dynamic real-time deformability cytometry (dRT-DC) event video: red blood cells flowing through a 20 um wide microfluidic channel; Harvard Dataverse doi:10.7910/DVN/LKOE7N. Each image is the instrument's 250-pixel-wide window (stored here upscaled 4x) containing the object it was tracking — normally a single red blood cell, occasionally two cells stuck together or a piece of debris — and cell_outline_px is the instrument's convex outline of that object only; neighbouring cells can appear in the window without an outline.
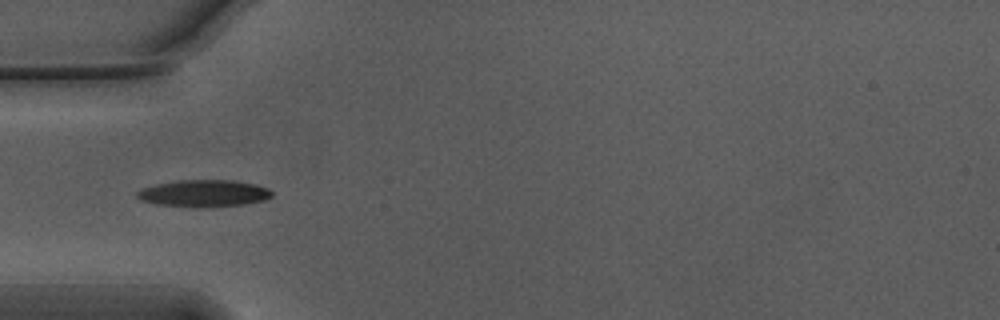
{"species": "Egyptian fruit bat (a non-hibernating species)", "species_latin": "Rousettus aegyptiacus", "temperature_condition": "warm", "stored_images_in_passage": 14, "camera_frame_rate_fps": 3000, "um_per_image_px": 0.085, "animal": {"sex": "male"}, "frame": {"image": 1, "passage_image": 5, "time_ms": 1.333, "image_size_px": [1000, 320], "cell_outline_px": [[272, 196], [264, 200], [244, 204], [200, 208], [192, 208], [156, 204], [140, 200], [136, 196], [136, 192], [140, 188], [156, 184], [176, 180], [232, 180], [256, 184], [268, 188], [272, 192]], "centroid_in_image_um": [17.28, 16.44], "position_along_channel_um": 67.7, "area_um2": 21.5}}
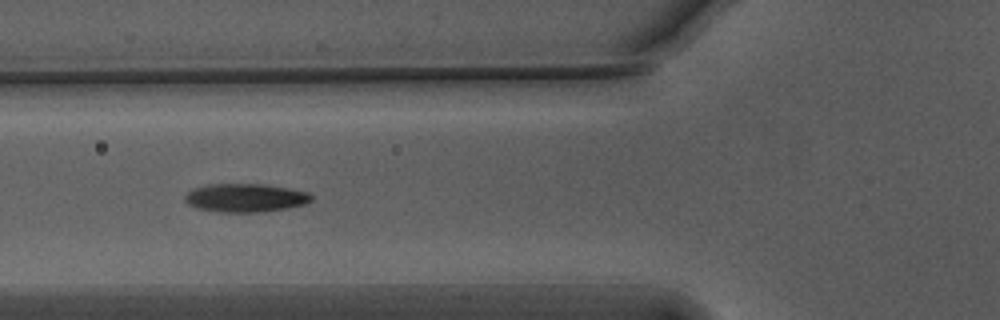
{"frame": {"image": 2, "passage_image": 8, "time_ms": 2.333, "image_size_px": [1000, 320], "cell_outline_px": [[312, 200], [308, 204], [288, 208], [260, 212], [220, 212], [196, 208], [188, 204], [184, 200], [184, 196], [192, 188], [208, 184], [264, 184], [288, 188], [308, 192], [312, 196]], "centroid_in_image_um": [20.86, 16.81], "position_along_channel_um": 104.9, "area_um2": 21.15}}